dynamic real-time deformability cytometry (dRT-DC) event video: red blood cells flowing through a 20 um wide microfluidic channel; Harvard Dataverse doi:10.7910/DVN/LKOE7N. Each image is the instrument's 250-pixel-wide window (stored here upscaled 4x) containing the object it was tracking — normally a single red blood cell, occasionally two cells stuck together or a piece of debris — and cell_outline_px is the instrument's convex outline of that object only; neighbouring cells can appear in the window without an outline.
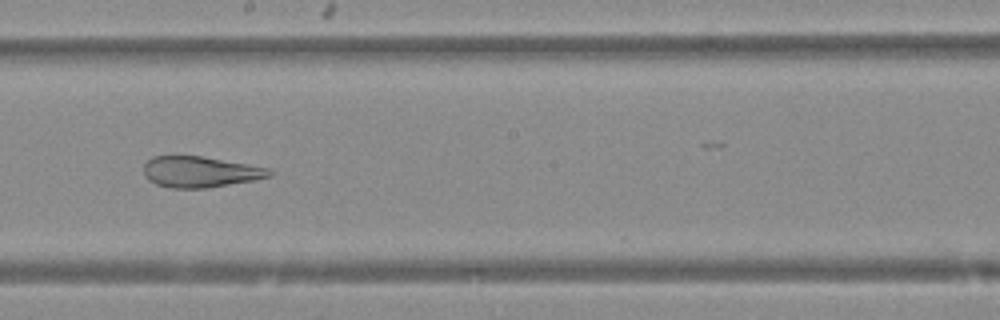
{"species": "Egyptian fruit bat (a non-hibernating species)", "species_latin": "Rousettus aegyptiacus", "temperature_condition": "warm", "stored_images_in_passage": 50, "camera_frame_rate_fps": 3000, "um_per_image_px": 0.085, "animal": {"sex": "female"}, "frame": {"image": 1, "passage_image": 28, "time_ms": 9.0, "image_size_px": [1000, 320], "cell_outline_px": [[276, 172], [272, 176], [256, 180], [204, 188], [172, 188], [156, 184], [148, 180], [144, 176], [144, 164], [152, 156], [200, 156], [248, 164], [268, 168]], "centroid_in_image_um": [17.03, 14.61], "position_along_channel_um": 231.2, "area_um2": 22.72}}
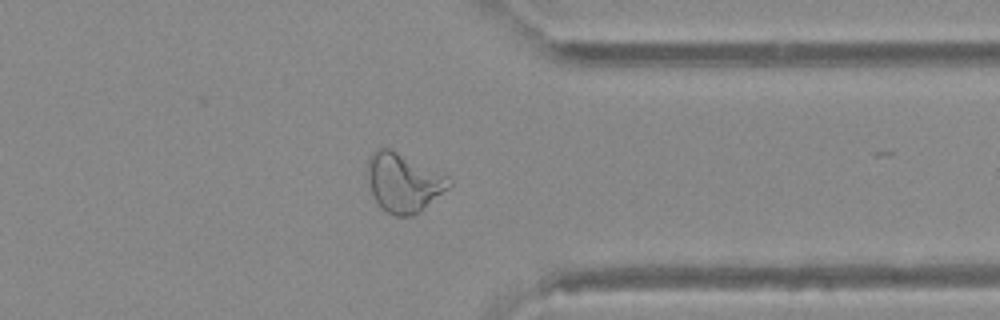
{"frame": {"image": 2, "passage_image": 39, "time_ms": 12.667, "image_size_px": [1000, 320], "cell_outline_px": [[452, 184], [448, 188], [420, 212], [412, 216], [396, 216], [380, 208], [372, 192], [368, 180], [368, 160], [372, 152], [376, 148], [392, 148], [448, 176], [452, 180]], "centroid_in_image_um": [34.31, 15.5], "position_along_channel_um": 377.1, "area_um2": 27.98}}
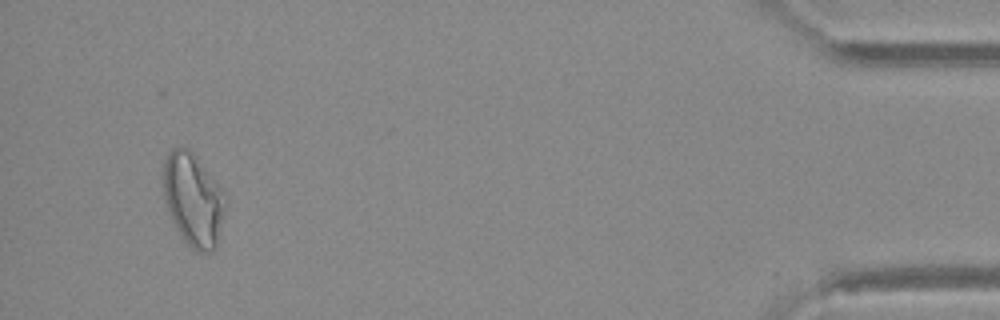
{"frame": {"image": 3, "passage_image": 47, "time_ms": 15.333, "image_size_px": [1000, 320], "cell_outline_px": [[224, 208], [216, 248], [212, 252], [196, 252], [184, 240], [176, 228], [172, 220], [164, 196], [164, 160], [168, 152], [172, 148], [188, 148], [196, 156], [220, 188], [224, 204]], "centroid_in_image_um": [16.39, 16.98], "position_along_channel_um": 418.8, "area_um2": 32.66}}